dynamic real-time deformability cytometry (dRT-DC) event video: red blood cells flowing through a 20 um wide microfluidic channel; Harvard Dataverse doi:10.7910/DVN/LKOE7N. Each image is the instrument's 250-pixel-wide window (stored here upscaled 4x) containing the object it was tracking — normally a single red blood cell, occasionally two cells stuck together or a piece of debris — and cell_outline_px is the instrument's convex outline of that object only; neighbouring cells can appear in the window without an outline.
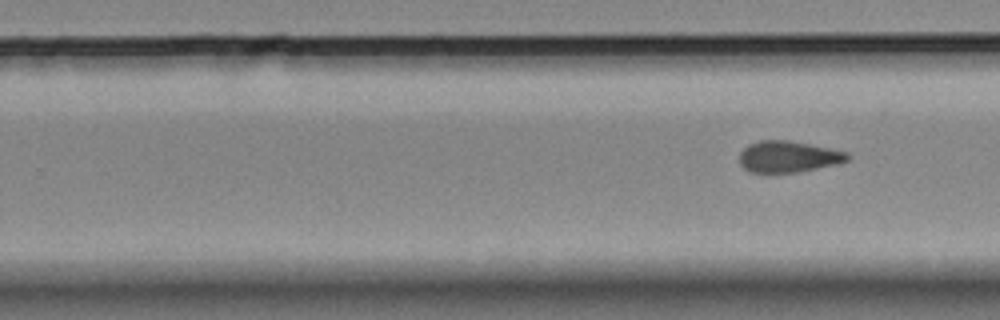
{"species": "Egyptian fruit bat (a non-hibernating species)", "species_latin": "Rousettus aegyptiacus", "temperature_condition": "room temperature", "stored_images_in_passage": 7, "segment_of_instrument_passage": [2, 2], "camera_frame_rate_fps": 3000, "um_per_image_px": 0.085, "animal": {"sex": "female"}, "frame": {"image": 1, "passage_image": 7, "time_ms": 7.667, "image_size_px": [1000, 320], "cell_outline_px": [[848, 160], [836, 164], [800, 172], [768, 176], [748, 172], [740, 164], [740, 152], [748, 144], [760, 140], [788, 140], [848, 152]], "centroid_in_image_um": [66.92, 13.37], "position_along_channel_um": 262.9, "area_um2": 20.35}}